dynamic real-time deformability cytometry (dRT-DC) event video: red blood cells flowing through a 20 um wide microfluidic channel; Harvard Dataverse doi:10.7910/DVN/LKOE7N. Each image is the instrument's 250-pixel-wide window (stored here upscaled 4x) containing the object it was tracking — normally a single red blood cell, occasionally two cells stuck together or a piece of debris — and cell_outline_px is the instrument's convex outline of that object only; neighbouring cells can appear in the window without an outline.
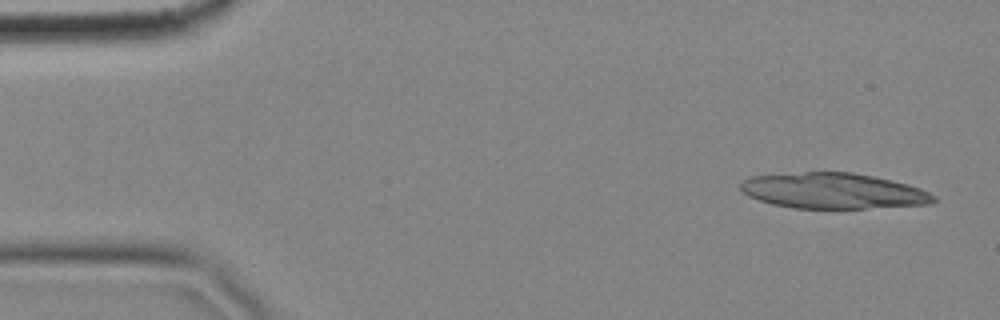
{"species": "common noctule bat (a hibernating species)", "species_latin": "Nyctalus noctula", "temperature_condition": "cold", "stored_images_in_passage": 4, "camera_frame_rate_fps": 3000, "um_per_image_px": 0.085, "animal": {"sex": "female", "body_mass_g": 18.4}, "frame": {"image": 1, "passage_image": 1, "time_ms": 0.0, "image_size_px": [1000, 320], "cell_outline_px": [[936, 200], [932, 204], [864, 208], [792, 208], [772, 204], [748, 196], [740, 188], [740, 184], [744, 180], [752, 176], [804, 172], [852, 172], [892, 180], [908, 184], [920, 188], [936, 196]], "centroid_in_image_um": [70.84, 16.22], "position_along_channel_um": 14.2, "area_um2": 40.0}}